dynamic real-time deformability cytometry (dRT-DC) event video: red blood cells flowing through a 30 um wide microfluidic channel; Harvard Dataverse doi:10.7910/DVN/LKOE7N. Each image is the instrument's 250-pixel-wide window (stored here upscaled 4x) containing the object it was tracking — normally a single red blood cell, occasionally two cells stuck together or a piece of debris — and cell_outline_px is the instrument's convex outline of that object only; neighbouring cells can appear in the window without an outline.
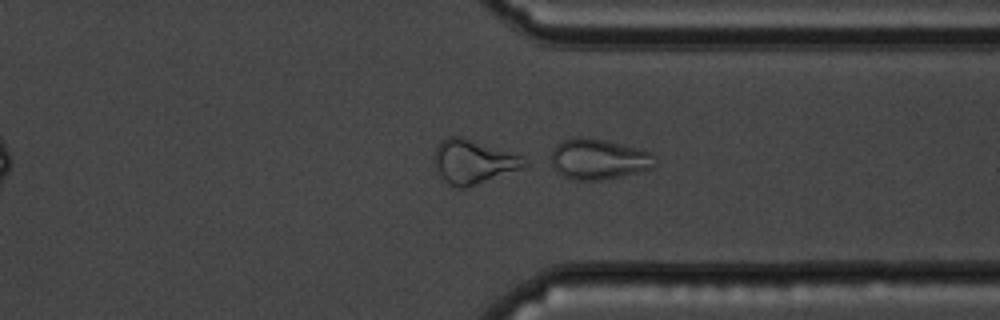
{"species": "common noctule bat (a hibernating species)", "species_latin": "Nyctalus noctula", "temperature_condition": "cold", "stored_images_in_passage": 44, "camera_frame_rate_fps": 3000, "um_per_image_px": 0.085, "animal": {"sex": "male", "body_mass_g": 19.5, "forearm_length_mm": 54.6}, "frame": {"image": 1, "passage_image": 44, "time_ms": 14.333, "image_size_px": [1000, 320], "cell_outline_px": [[656, 164], [652, 168], [620, 176], [600, 180], [572, 180], [556, 172], [552, 164], [552, 148], [556, 144], [564, 140], [576, 136], [584, 136], [604, 140], [636, 148], [648, 152], [656, 156]], "centroid_in_image_um": [50.84, 13.52], "position_along_channel_um": 360.6, "area_um2": 24.51}}